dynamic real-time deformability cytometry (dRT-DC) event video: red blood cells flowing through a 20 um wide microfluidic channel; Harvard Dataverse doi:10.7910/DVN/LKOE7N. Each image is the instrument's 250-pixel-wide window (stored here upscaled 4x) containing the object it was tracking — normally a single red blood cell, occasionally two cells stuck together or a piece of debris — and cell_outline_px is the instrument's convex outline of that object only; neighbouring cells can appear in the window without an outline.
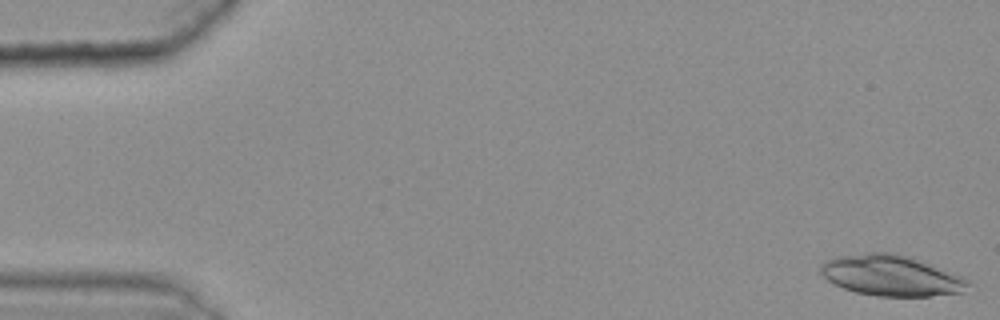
{"species": "common noctule bat (a hibernating species)", "species_latin": "Nyctalus noctula", "temperature_condition": "warm", "stored_images_in_passage": 46, "camera_frame_rate_fps": 3000, "um_per_image_px": 0.085, "animal": {"sex": "female", "body_mass_g": 25.1}, "frame": {"image": 1, "passage_image": 1, "time_ms": 0.0, "image_size_px": [1000, 320], "cell_outline_px": [[972, 284], [964, 292], [932, 296], [876, 296], [856, 292], [844, 288], [828, 280], [820, 272], [820, 264], [824, 260], [844, 256], [868, 252], [892, 252], [912, 256], [964, 276]], "centroid_in_image_um": [75.82, 23.41], "position_along_channel_um": 9.2, "area_um2": 35.37}}